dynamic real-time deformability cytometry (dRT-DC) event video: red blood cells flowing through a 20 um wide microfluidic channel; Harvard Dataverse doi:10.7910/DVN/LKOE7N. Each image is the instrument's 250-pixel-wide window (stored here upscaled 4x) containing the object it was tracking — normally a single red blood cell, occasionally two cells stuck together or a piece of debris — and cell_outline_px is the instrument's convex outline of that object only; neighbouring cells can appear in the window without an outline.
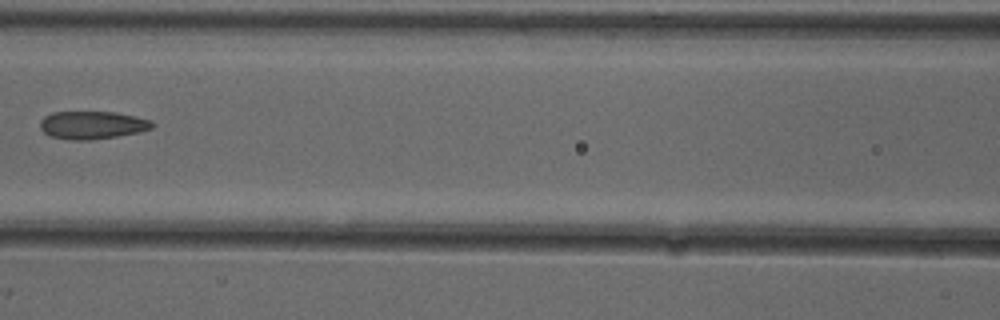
{"species": "common noctule bat (a hibernating species)", "species_latin": "Nyctalus noctula", "temperature_condition": "cold", "stored_images_in_passage": 7, "camera_frame_rate_fps": 3000, "um_per_image_px": 0.085, "animal": {"sex": "female"}, "frame": {"image": 1, "passage_image": 7, "time_ms": 2.0, "image_size_px": [1000, 320], "cell_outline_px": [[156, 124], [152, 128], [140, 132], [116, 136], [88, 140], [72, 140], [48, 136], [40, 128], [40, 120], [44, 116], [52, 112], [116, 112], [152, 120]], "centroid_in_image_um": [7.84, 10.63], "position_along_channel_um": 158.8, "area_um2": 18.32}}